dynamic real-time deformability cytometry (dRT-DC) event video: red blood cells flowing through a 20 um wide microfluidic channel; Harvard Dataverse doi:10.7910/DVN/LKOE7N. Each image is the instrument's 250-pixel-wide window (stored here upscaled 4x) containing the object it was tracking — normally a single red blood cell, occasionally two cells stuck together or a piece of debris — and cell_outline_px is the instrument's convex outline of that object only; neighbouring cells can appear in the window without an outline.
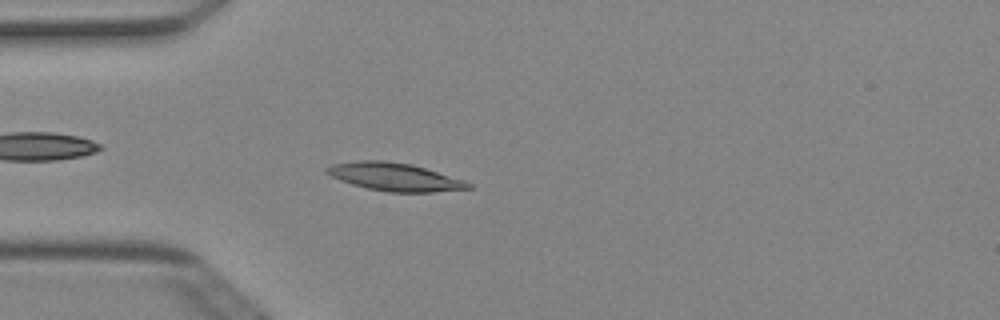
{"species": "Egyptian fruit bat (a non-hibernating species)", "species_latin": "Rousettus aegyptiacus", "temperature_condition": "cold", "stored_images_in_passage": 41, "camera_frame_rate_fps": 3000, "um_per_image_px": 0.085, "animal": {"sex": "female"}, "frame": {"image": 1, "passage_image": 5, "time_ms": 1.333, "image_size_px": [1000, 320], "cell_outline_px": [[472, 188], [432, 192], [388, 192], [368, 188], [352, 184], [340, 180], [324, 172], [324, 168], [332, 164], [356, 160], [388, 160], [412, 164], [464, 180], [472, 184]], "centroid_in_image_um": [33.51, 15.02], "position_along_channel_um": 51.5, "area_um2": 23.12}}
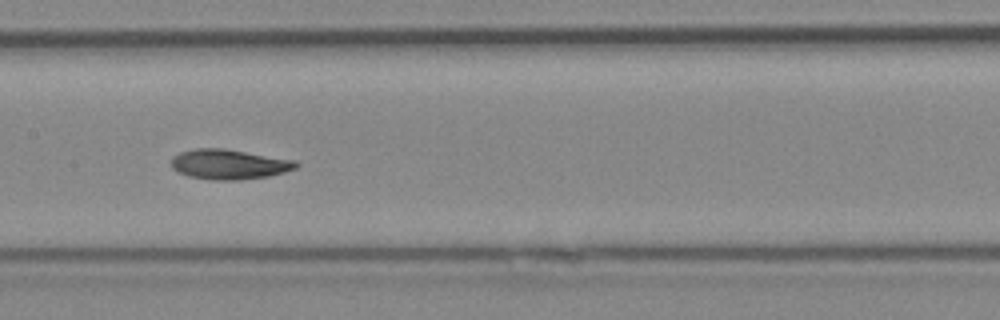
{"frame": {"image": 2, "passage_image": 16, "time_ms": 5.0, "image_size_px": [1000, 320], "cell_outline_px": [[300, 164], [296, 168], [284, 172], [268, 176], [240, 180], [212, 180], [188, 176], [176, 172], [172, 168], [172, 156], [180, 152], [192, 148], [224, 148], [296, 160]], "centroid_in_image_um": [19.45, 13.96], "position_along_channel_um": 187.9, "area_um2": 22.02}}
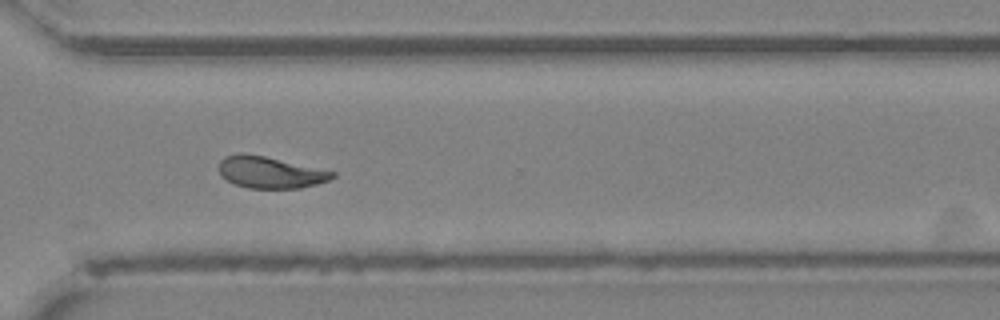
{"frame": {"image": 3, "passage_image": 28, "time_ms": 9.0, "image_size_px": [1000, 320], "cell_outline_px": [[336, 176], [328, 180], [316, 184], [300, 188], [248, 188], [236, 184], [220, 176], [220, 160], [224, 156], [240, 152], [244, 152], [264, 156], [336, 172]], "centroid_in_image_um": [22.94, 14.64], "position_along_channel_um": 347.7, "area_um2": 20.81}, "authors_computed_cell_mechanics": {"area_um2": 21.3282, "velocity_mm_per_s": 3.9911, "shape_relaxation_time_tau1_ms": null, "shape_relaxation_time_tau2_ms": 2.9354, "deformation_change_tau1": null, "deformation_change_tau2": 0.0636}}